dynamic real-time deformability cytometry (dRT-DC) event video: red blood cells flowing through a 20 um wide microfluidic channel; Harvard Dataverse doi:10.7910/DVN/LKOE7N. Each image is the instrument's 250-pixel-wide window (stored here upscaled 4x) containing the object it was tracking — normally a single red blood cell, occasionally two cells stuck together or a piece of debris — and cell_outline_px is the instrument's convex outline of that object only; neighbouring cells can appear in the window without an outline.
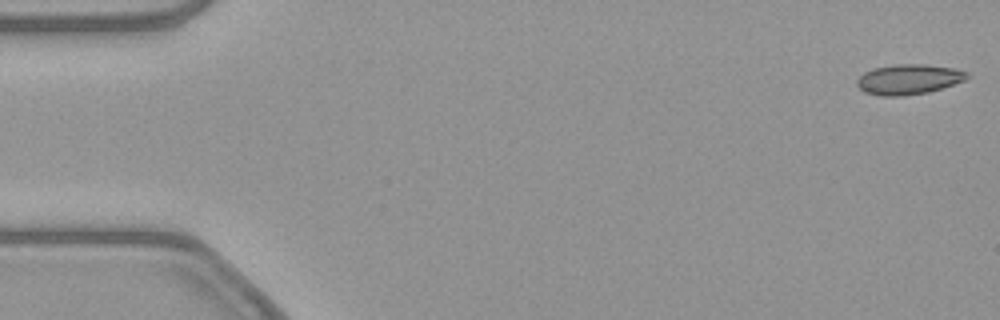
{"species": "common noctule bat (a hibernating species)", "species_latin": "Nyctalus noctula", "temperature_condition": "warm", "stored_images_in_passage": 12, "camera_frame_rate_fps": 3000, "um_per_image_px": 0.085, "animal": {"sex": "female", "body_mass_g": 21.9}, "frame": {"image": 1, "passage_image": 1, "time_ms": 0.0, "image_size_px": [1000, 320], "cell_outline_px": [[968, 76], [964, 80], [928, 92], [904, 96], [880, 96], [864, 92], [856, 84], [856, 80], [864, 72], [872, 68], [896, 64], [924, 64], [956, 68], [968, 72]], "centroid_in_image_um": [77.2, 6.74], "position_along_channel_um": 7.8, "area_um2": 19.36}}